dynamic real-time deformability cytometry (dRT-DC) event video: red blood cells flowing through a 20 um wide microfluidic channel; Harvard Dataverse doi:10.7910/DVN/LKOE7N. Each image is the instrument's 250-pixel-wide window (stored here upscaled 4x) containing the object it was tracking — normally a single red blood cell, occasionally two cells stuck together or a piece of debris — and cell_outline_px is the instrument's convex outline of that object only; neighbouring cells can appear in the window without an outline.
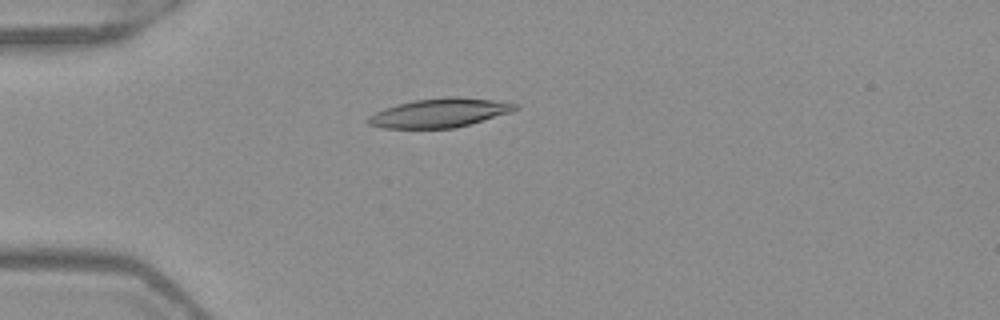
{"species": "Egyptian fruit bat (a non-hibernating species)", "species_latin": "Rousettus aegyptiacus", "temperature_condition": "warm", "stored_images_in_passage": 39, "camera_frame_rate_fps": 3000, "um_per_image_px": 0.085, "frame": {"image": 1, "passage_image": 2, "time_ms": 0.333, "image_size_px": [1000, 320], "cell_outline_px": [[520, 108], [512, 112], [456, 128], [384, 128], [368, 124], [368, 116], [384, 108], [396, 104], [412, 100], [448, 96], [460, 96], [492, 100], [516, 104]], "centroid_in_image_um": [37.37, 9.58], "position_along_channel_um": 47.6, "area_um2": 24.91}}
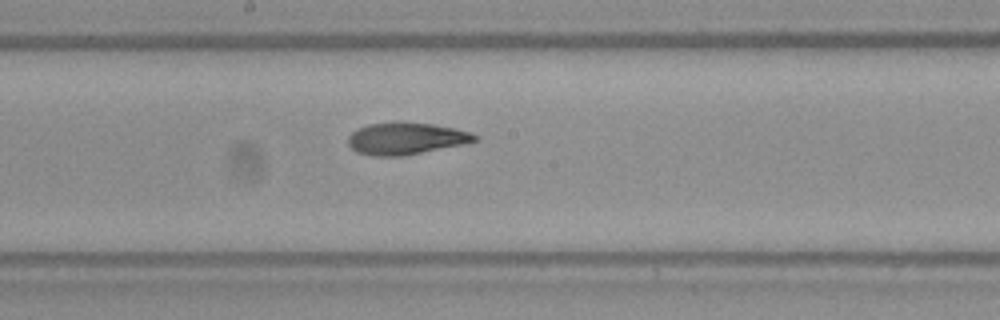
{"frame": {"image": 2, "passage_image": 16, "time_ms": 5.0, "image_size_px": [1000, 320], "cell_outline_px": [[480, 136], [476, 140], [464, 144], [400, 156], [372, 156], [356, 152], [348, 144], [348, 136], [356, 128], [368, 124], [432, 124], [456, 128]], "centroid_in_image_um": [34.48, 11.8], "position_along_channel_um": 213.7, "area_um2": 22.95}}
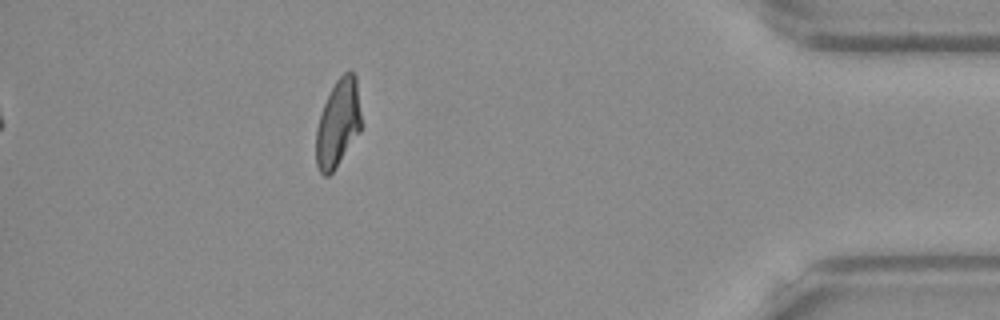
{"frame": {"image": 3, "passage_image": 34, "time_ms": 11.0, "image_size_px": [1000, 320], "cell_outline_px": [[360, 132], [336, 168], [328, 176], [324, 176], [320, 172], [316, 164], [316, 128], [324, 104], [336, 80], [348, 68], [356, 76], [360, 112]], "centroid_in_image_um": [28.73, 10.49], "position_along_channel_um": 406.5, "area_um2": 22.95}, "authors_computed_cell_mechanics": {"area_um2": 23.5824, "velocity_mm_per_s": 3.971, "shape_relaxation_time_tau1_ms": 9.8017, "shape_relaxation_time_tau2_ms": 2.9355, "deformation_change_tau1": 0.2775, "deformation_change_tau2": 0.0848}}